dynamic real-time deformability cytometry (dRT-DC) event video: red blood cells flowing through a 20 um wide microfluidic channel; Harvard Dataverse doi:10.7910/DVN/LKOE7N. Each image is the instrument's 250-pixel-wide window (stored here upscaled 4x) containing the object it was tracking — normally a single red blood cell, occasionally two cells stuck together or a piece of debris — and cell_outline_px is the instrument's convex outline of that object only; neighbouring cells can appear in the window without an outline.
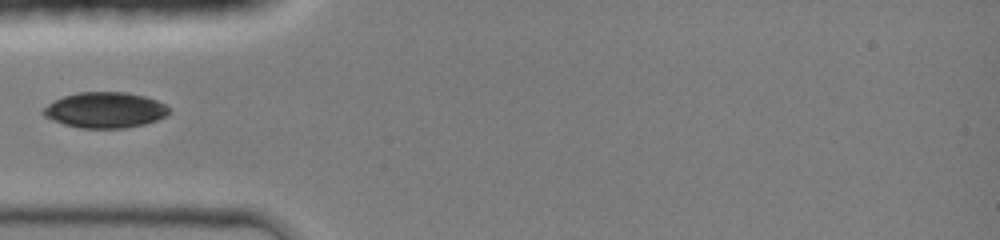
{"species": "common noctule bat (a hibernating species)", "species_latin": "Nyctalus noctula", "temperature_condition": "room temperature", "stored_images_in_passage": 31, "camera_frame_rate_fps": 3000, "um_per_image_px": 0.085, "animal": {"sex": "female", "body_mass_g": 19.0, "forearm_length_mm": 51.5}, "frame": {"image": 1, "passage_image": 1, "time_ms": 0.0, "image_size_px": [1000, 240], "cell_outline_px": [[172, 112], [156, 120], [144, 124], [124, 128], [80, 128], [64, 124], [52, 120], [44, 116], [40, 112], [48, 104], [64, 96], [76, 92], [124, 92], [144, 96], [156, 100], [164, 104]], "centroid_in_image_um": [8.91, 9.35], "position_along_channel_um": 76.1, "area_um2": 26.07}}
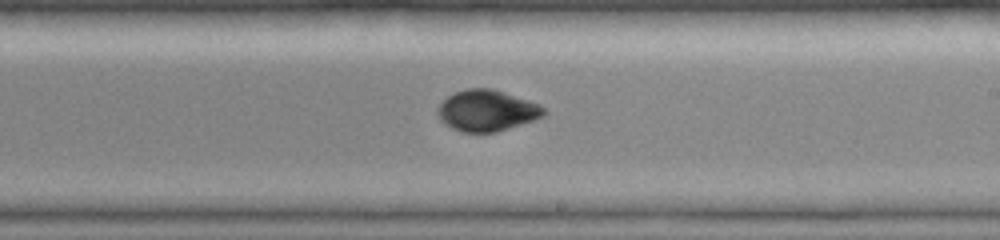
{"frame": {"image": 2, "passage_image": 13, "time_ms": 4.0, "image_size_px": [1000, 240], "cell_outline_px": [[548, 112], [544, 116], [496, 132], [460, 132], [452, 128], [440, 120], [436, 112], [436, 108], [448, 96], [456, 92], [468, 88], [492, 88], [540, 104]], "centroid_in_image_um": [41.37, 9.4], "position_along_channel_um": 247.6, "area_um2": 25.37}}
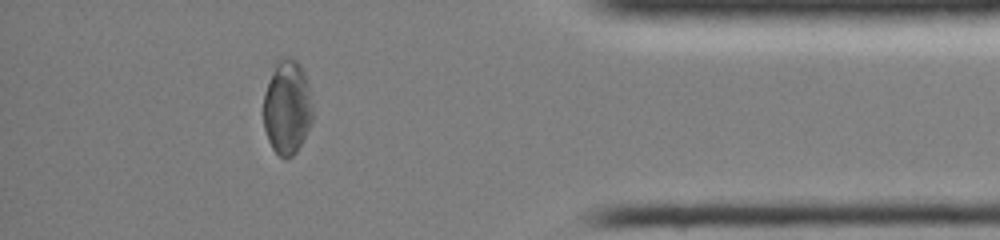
{"frame": {"image": 3, "passage_image": 26, "time_ms": 8.333, "image_size_px": [1000, 240], "cell_outline_px": [[312, 120], [296, 152], [292, 156], [284, 160], [272, 148], [268, 140], [264, 128], [264, 92], [276, 60], [280, 56], [292, 56], [300, 64], [304, 72], [308, 84], [312, 108]], "centroid_in_image_um": [24.39, 9.08], "position_along_channel_um": 410.8, "area_um2": 27.11}}